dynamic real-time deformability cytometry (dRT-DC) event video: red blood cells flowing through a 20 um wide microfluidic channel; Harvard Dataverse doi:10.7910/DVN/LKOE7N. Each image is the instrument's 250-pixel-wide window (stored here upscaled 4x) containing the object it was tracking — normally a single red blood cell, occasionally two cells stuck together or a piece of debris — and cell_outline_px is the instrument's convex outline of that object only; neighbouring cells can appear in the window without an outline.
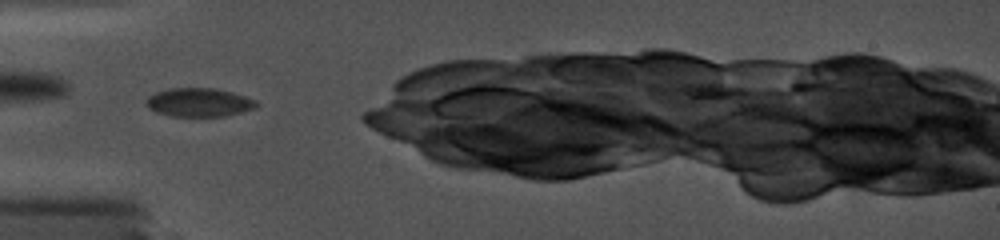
{"species": "common noctule bat (a hibernating species)", "species_latin": "Nyctalus noctula", "temperature_condition": "cold", "stored_images_in_passage": 2, "camera_frame_rate_fps": 5000, "um_per_image_px": 0.085, "animal": {"sex": "female", "body_mass_g": 19.0, "forearm_length_mm": 56.7}, "frame": {"image": 1, "passage_image": 1, "time_ms": 0.0, "image_size_px": [1000, 240], "cell_outline_px": [[260, 104], [256, 108], [224, 116], [172, 116], [156, 112], [148, 108], [144, 100], [148, 96], [156, 92], [168, 88], [216, 88], [232, 92], [256, 100]], "centroid_in_image_um": [16.9, 8.69], "position_along_channel_um": 68.1, "area_um2": 18.5}}